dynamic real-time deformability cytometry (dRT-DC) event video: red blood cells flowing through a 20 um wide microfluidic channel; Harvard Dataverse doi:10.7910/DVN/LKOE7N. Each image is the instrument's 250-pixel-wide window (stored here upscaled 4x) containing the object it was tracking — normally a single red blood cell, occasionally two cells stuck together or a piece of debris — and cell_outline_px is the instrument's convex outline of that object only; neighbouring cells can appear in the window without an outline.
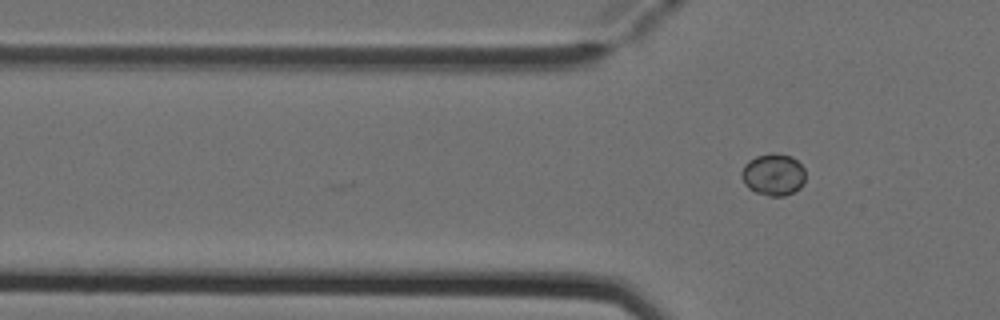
{"species": "Egyptian fruit bat (a non-hibernating species)", "species_latin": "Rousettus aegyptiacus", "temperature_condition": "cold", "stored_images_in_passage": 5, "camera_frame_rate_fps": 3000, "um_per_image_px": 0.085, "animal": {"sex": "female"}, "frame": {"image": 1, "passage_image": 5, "time_ms": 1.333, "image_size_px": [1000, 320], "cell_outline_px": [[804, 184], [800, 188], [784, 196], [768, 196], [756, 192], [748, 188], [744, 184], [740, 176], [740, 172], [744, 164], [748, 160], [756, 156], [772, 152], [776, 152], [792, 156], [804, 168]], "centroid_in_image_um": [65.7, 14.82], "position_along_channel_um": 60.1, "area_um2": 15.9}}